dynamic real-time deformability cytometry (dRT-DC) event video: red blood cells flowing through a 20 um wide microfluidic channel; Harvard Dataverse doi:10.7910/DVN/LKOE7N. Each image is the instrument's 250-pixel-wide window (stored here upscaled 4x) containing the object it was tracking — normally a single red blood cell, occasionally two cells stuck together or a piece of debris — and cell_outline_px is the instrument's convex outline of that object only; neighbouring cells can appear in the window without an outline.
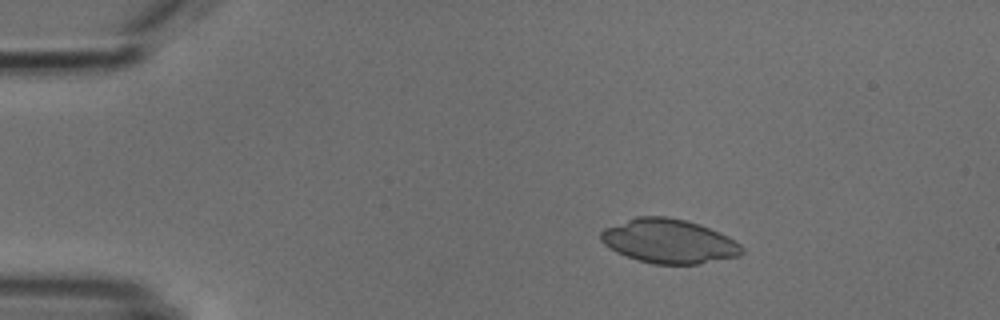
{"species": "common noctule bat (a hibernating species)", "species_latin": "Nyctalus noctula", "temperature_condition": "cold", "stored_images_in_passage": 5, "camera_frame_rate_fps": 3000, "um_per_image_px": 0.085, "animal": {"sex": "male", "body_mass_g": 18.8}, "frame": {"image": 1, "passage_image": 3, "time_ms": 2.333, "image_size_px": [1000, 320], "cell_outline_px": [[744, 252], [740, 256], [700, 264], [652, 264], [636, 260], [616, 252], [604, 244], [600, 240], [600, 232], [604, 228], [636, 216], [668, 216], [700, 224], [720, 232], [728, 236], [740, 244], [744, 248]], "centroid_in_image_um": [56.86, 20.5], "position_along_channel_um": 28.1, "area_um2": 36.65}}